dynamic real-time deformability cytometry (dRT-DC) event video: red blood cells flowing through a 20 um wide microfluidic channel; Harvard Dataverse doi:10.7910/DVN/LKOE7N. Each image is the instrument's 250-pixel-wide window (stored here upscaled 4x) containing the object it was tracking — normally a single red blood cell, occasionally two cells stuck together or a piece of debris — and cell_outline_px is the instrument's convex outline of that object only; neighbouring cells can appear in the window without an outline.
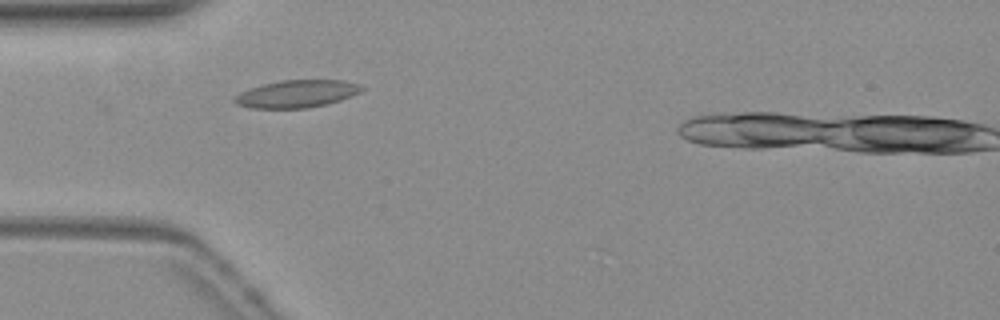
{"species": "common noctule bat (a hibernating species)", "species_latin": "Nyctalus noctula", "temperature_condition": "warm", "stored_images_in_passage": 34, "camera_frame_rate_fps": 3000, "um_per_image_px": 0.085, "animal": {"sex": "female", "body_mass_g": 19.3, "forearm_length_mm": 54.1}, "frame": {"image": 1, "passage_image": 1, "time_ms": 0.0, "image_size_px": [1000, 320], "cell_outline_px": [[364, 88], [360, 92], [352, 96], [328, 104], [308, 108], [248, 108], [236, 104], [232, 100], [240, 92], [264, 84], [280, 80], [344, 80], [360, 84]], "centroid_in_image_um": [25.25, 7.98], "position_along_channel_um": 59.8, "area_um2": 20.4}}
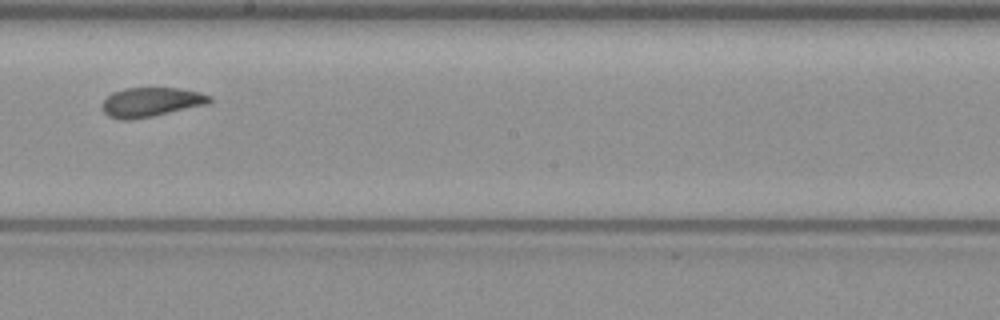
{"frame": {"image": 2, "passage_image": 15, "time_ms": 4.667, "image_size_px": [1000, 320], "cell_outline_px": [[212, 100], [208, 104], [152, 116], [128, 120], [120, 120], [108, 116], [104, 112], [104, 100], [112, 92], [124, 88], [180, 88], [200, 92], [212, 96]], "centroid_in_image_um": [12.86, 8.67], "position_along_channel_um": 235.3, "area_um2": 18.26}}
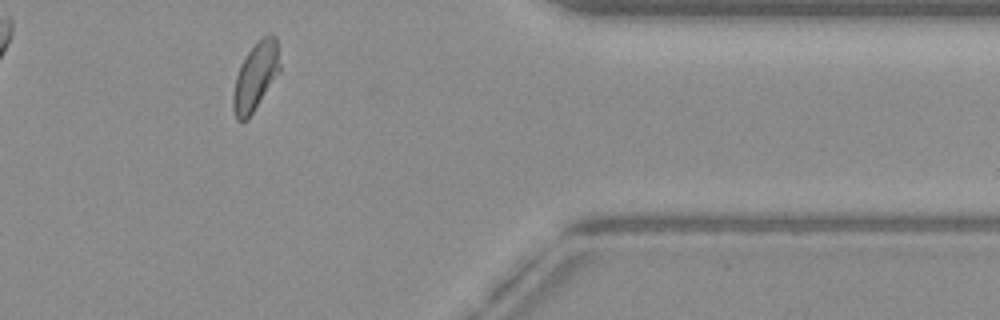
{"frame": {"image": 3, "passage_image": 29, "time_ms": 9.333, "image_size_px": [1000, 320], "cell_outline_px": [[280, 72], [248, 120], [236, 120], [232, 108], [232, 96], [236, 76], [240, 64], [248, 52], [268, 32], [272, 32], [276, 36], [280, 64]], "centroid_in_image_um": [21.72, 6.51], "position_along_channel_um": 389.7, "area_um2": 18.61}, "authors_computed_cell_mechanics": {"area_um2": 18.6983, "velocity_mm_per_s": 3.8115, "shape_relaxation_time_tau1_ms": null, "shape_relaxation_time_tau2_ms": 2.895, "deformation_change_tau1": null, "deformation_change_tau2": 0.0636}}